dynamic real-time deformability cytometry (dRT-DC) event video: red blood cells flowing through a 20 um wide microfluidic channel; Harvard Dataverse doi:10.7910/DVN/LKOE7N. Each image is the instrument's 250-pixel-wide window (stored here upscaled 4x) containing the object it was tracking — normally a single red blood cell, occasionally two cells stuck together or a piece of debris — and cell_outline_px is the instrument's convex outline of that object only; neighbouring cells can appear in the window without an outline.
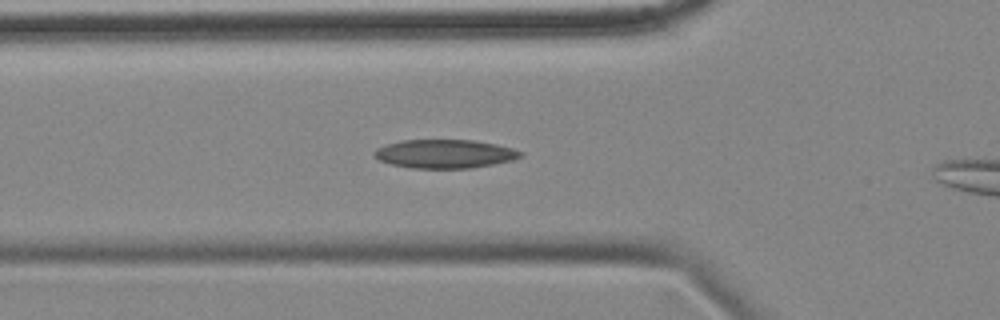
{"species": "common noctule bat (a hibernating species)", "species_latin": "Nyctalus noctula", "temperature_condition": "cold", "stored_images_in_passage": 14, "camera_frame_rate_fps": 3000, "um_per_image_px": 0.085, "animal": {"sex": "female", "body_mass_g": 18.4}, "frame": {"image": 1, "passage_image": 12, "time_ms": 3.667, "image_size_px": [1000, 320], "cell_outline_px": [[524, 156], [512, 160], [492, 164], [468, 168], [412, 168], [392, 164], [380, 160], [372, 156], [372, 152], [376, 148], [388, 144], [404, 140], [472, 140], [496, 144], [512, 148], [524, 152]], "centroid_in_image_um": [37.81, 13.07], "position_along_channel_um": 88.0, "area_um2": 24.33}}